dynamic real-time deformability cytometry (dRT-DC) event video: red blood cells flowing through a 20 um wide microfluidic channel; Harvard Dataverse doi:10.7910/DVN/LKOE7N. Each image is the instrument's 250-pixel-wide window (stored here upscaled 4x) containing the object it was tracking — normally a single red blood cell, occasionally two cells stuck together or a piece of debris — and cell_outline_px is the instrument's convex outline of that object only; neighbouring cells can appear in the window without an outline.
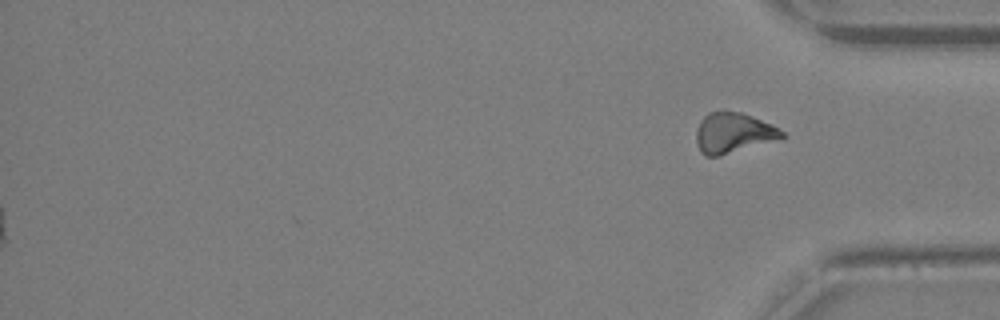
{"species": "Egyptian fruit bat (a non-hibernating species)", "species_latin": "Rousettus aegyptiacus", "temperature_condition": "warm", "stored_images_in_passage": 34, "segment_of_instrument_passage": [2, 2], "camera_frame_rate_fps": 3000, "um_per_image_px": 0.085, "animal": {"sex": "female"}, "frame": {"image": 1, "passage_image": 34, "time_ms": 11.0, "image_size_px": [1000, 320], "cell_outline_px": [[784, 136], [716, 156], [708, 156], [700, 152], [696, 144], [696, 128], [700, 120], [708, 112], [720, 108], [740, 112], [752, 116], [772, 124], [784, 132]], "centroid_in_image_um": [62.23, 11.22], "position_along_channel_um": 373.0, "area_um2": 19.88}}